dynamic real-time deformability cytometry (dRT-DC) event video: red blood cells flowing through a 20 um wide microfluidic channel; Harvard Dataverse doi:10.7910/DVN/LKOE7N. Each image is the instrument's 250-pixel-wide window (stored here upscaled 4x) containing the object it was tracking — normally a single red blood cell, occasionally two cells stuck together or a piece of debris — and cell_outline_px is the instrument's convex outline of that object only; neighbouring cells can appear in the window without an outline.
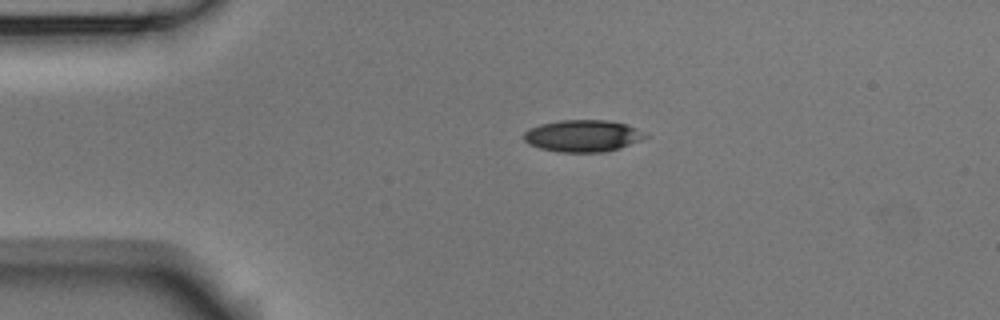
{"species": "Egyptian fruit bat (a non-hibernating species)", "species_latin": "Rousettus aegyptiacus", "temperature_condition": "room temperature", "stored_images_in_passage": 3, "camera_frame_rate_fps": 3000, "um_per_image_px": 0.085, "animal": {"sex": "male"}, "frame": {"image": 1, "passage_image": 2, "time_ms": 0.333, "image_size_px": [1000, 320], "cell_outline_px": [[648, 136], [640, 140], [620, 148], [604, 152], [560, 152], [540, 148], [528, 144], [524, 140], [524, 132], [540, 124], [560, 120], [608, 120], [624, 124], [636, 128]], "centroid_in_image_um": [49.52, 11.55], "position_along_channel_um": 35.5, "area_um2": 22.37}}